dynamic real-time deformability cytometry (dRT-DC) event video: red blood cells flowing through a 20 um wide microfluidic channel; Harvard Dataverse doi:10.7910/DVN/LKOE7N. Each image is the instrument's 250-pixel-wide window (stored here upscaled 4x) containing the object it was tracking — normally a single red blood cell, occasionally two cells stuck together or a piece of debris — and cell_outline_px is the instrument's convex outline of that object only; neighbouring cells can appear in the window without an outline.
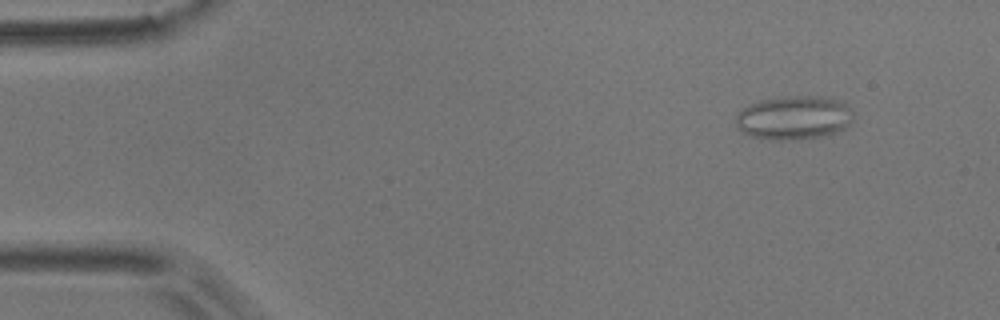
{"species": "common noctule bat (a hibernating species)", "species_latin": "Nyctalus noctula", "temperature_condition": "room temperature", "stored_images_in_passage": 32, "camera_frame_rate_fps": 3000, "um_per_image_px": 0.085, "animal": {"sex": "male", "body_mass_g": 17.9}, "frame": {"image": 1, "passage_image": 5, "time_ms": 1.333, "image_size_px": [1000, 320], "cell_outline_px": [[852, 120], [844, 128], [836, 132], [824, 136], [796, 140], [772, 140], [748, 136], [740, 132], [736, 128], [736, 112], [740, 108], [760, 100], [780, 96], [824, 96], [844, 100], [852, 108]], "centroid_in_image_um": [67.46, 9.99], "position_along_channel_um": 17.5, "area_um2": 30.87}}
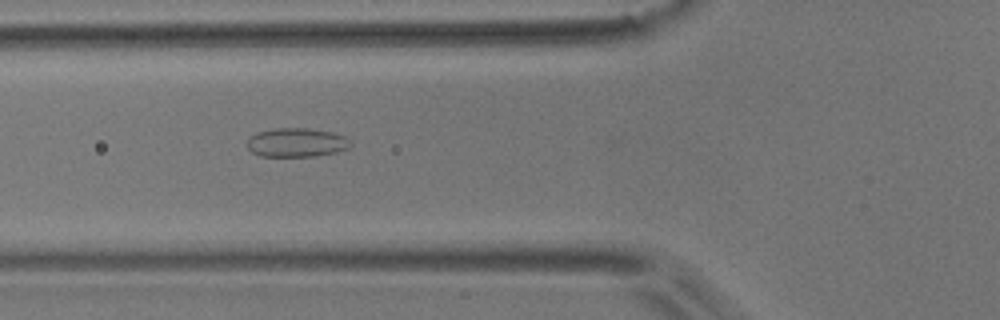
{"frame": {"image": 2, "passage_image": 19, "time_ms": 6.0, "image_size_px": [1000, 320], "cell_outline_px": [[352, 144], [348, 148], [336, 152], [316, 156], [260, 156], [252, 152], [248, 148], [248, 136], [256, 132], [272, 128], [308, 128], [332, 132], [344, 136]], "centroid_in_image_um": [25.17, 12.1], "position_along_channel_um": 100.6, "area_um2": 17.51}}
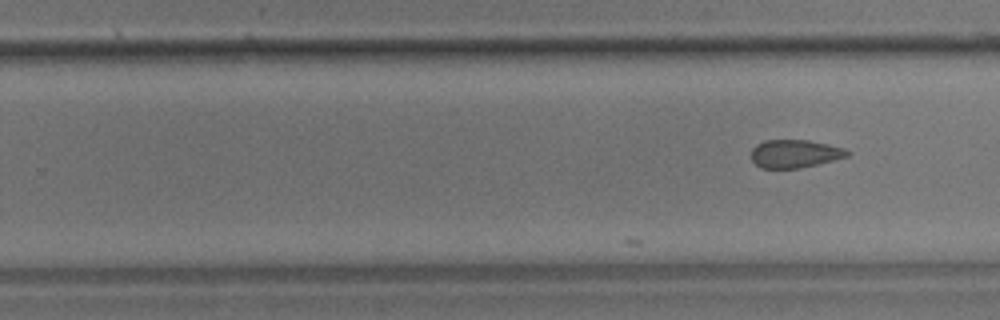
{"frame": {"image": 3, "passage_image": 32, "time_ms": 10.333, "image_size_px": [1000, 320], "cell_outline_px": [[852, 152], [848, 156], [800, 168], [760, 168], [752, 160], [752, 148], [756, 144], [764, 140], [808, 140], [828, 144], [844, 148]], "centroid_in_image_um": [67.55, 13.05], "position_along_channel_um": 262.2, "area_um2": 15.66}}